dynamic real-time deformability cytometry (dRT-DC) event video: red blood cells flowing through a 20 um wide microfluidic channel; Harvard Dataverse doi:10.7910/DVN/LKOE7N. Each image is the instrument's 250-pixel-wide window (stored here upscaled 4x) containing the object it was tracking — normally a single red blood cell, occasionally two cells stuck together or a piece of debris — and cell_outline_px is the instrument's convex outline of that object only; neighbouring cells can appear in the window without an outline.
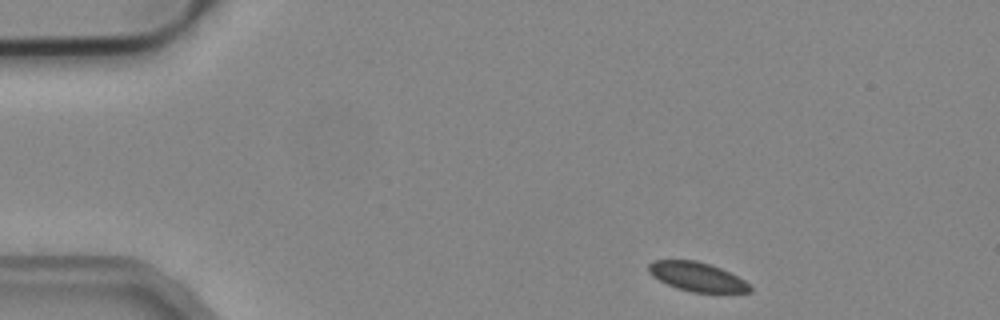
{"species": "common noctule bat (a hibernating species)", "species_latin": "Nyctalus noctula", "temperature_condition": "cold", "stored_images_in_passage": 43, "camera_frame_rate_fps": 3000, "um_per_image_px": 0.085, "animal": {"sex": "male", "body_mass_g": 19.2, "forearm_length_mm": 51.8}, "frame": {"image": 1, "passage_image": 1, "time_ms": 0.0, "image_size_px": [1000, 320], "cell_outline_px": [[752, 292], [692, 292], [676, 288], [652, 276], [648, 272], [648, 264], [652, 260], [696, 260], [720, 268], [752, 284]], "centroid_in_image_um": [59.24, 23.52], "position_along_channel_um": 25.8, "area_um2": 17.11}}
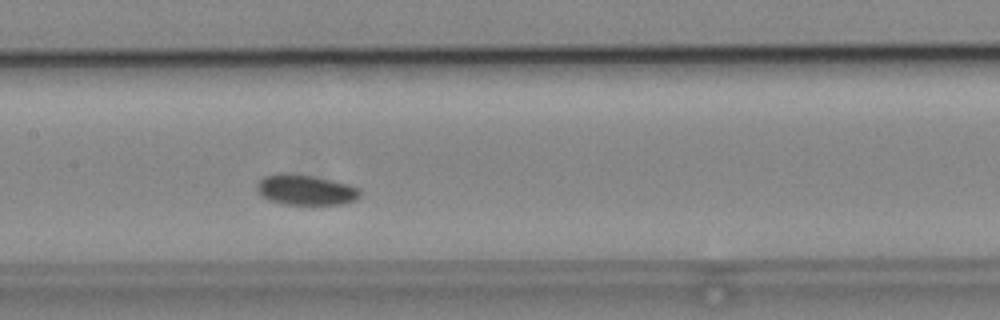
{"frame": {"image": 2, "passage_image": 19, "time_ms": 6.0, "image_size_px": [1000, 320], "cell_outline_px": [[360, 196], [356, 200], [344, 204], [284, 204], [268, 200], [256, 188], [256, 184], [264, 176], [280, 172], [288, 172], [312, 176], [332, 180], [348, 184], [360, 188]], "centroid_in_image_um": [25.99, 16.13], "position_along_channel_um": 181.4, "area_um2": 18.32}}
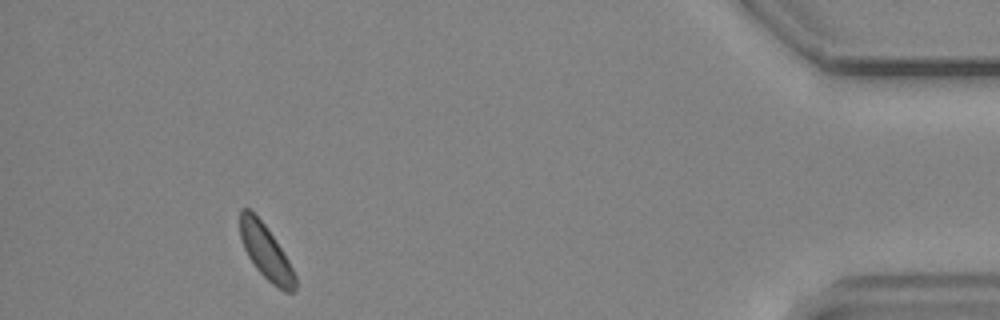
{"frame": {"image": 3, "passage_image": 42, "time_ms": 13.667, "image_size_px": [1000, 320], "cell_outline_px": [[296, 292], [284, 292], [272, 284], [256, 268], [248, 256], [244, 248], [240, 236], [240, 208], [248, 208], [264, 224], [288, 260], [296, 276]], "centroid_in_image_um": [22.6, 21.46], "position_along_channel_um": 412.6, "area_um2": 17.17}}